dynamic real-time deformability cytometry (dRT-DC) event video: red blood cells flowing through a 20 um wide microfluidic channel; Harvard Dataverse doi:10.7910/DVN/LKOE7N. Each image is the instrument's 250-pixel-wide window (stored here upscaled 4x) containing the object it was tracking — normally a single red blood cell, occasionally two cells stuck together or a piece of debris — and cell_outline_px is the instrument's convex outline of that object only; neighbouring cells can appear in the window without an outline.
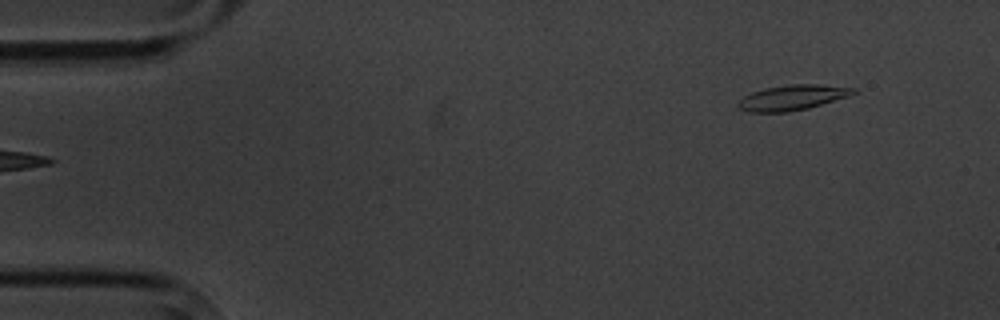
{"species": "common noctule bat (a hibernating species)", "species_latin": "Nyctalus noctula", "temperature_condition": "cold", "stored_images_in_passage": 5, "camera_frame_rate_fps": 3000, "um_per_image_px": 0.085, "animal": {"sex": "male", "body_mass_g": 20.1, "forearm_length_mm": 53.5}, "frame": {"image": 1, "passage_image": 1, "time_ms": 0.0, "image_size_px": [1000, 320], "cell_outline_px": [[856, 92], [848, 96], [808, 108], [788, 112], [748, 112], [740, 108], [736, 104], [744, 96], [752, 92], [764, 88], [788, 84], [820, 84], [856, 88]], "centroid_in_image_um": [67.34, 8.28], "position_along_channel_um": 17.7, "area_um2": 16.88}}
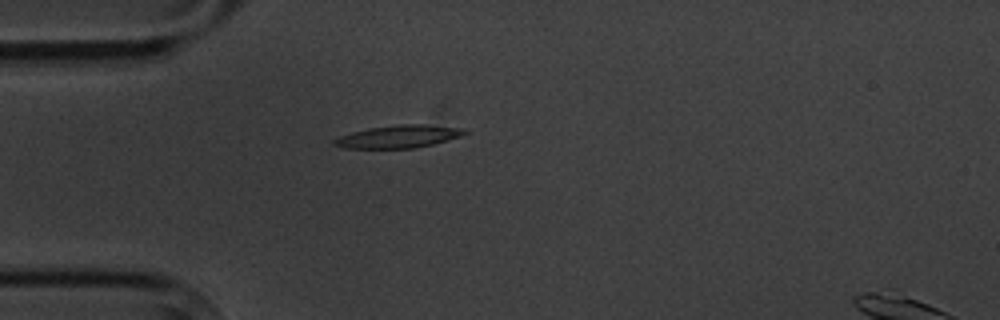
{"frame": {"image": 2, "passage_image": 4, "time_ms": 3.333, "image_size_px": [1000, 320], "cell_outline_px": [[468, 132], [460, 136], [432, 144], [416, 148], [344, 148], [332, 144], [332, 140], [340, 136], [352, 132], [368, 128], [400, 124], [424, 124], [464, 128]], "centroid_in_image_um": [33.86, 11.6], "position_along_channel_um": 51.1, "area_um2": 17.17}}